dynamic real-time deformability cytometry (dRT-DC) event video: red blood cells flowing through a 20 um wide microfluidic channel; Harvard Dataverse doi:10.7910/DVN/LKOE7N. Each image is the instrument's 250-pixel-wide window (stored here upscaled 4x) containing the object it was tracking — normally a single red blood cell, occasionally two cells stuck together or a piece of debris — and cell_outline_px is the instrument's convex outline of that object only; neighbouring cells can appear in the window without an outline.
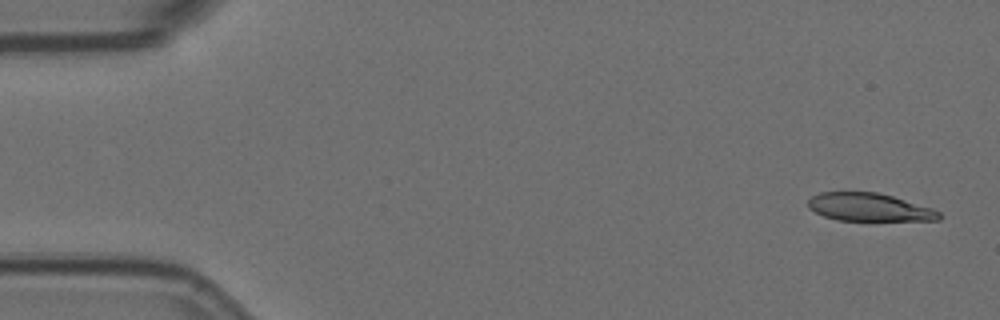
{"species": "Egyptian fruit bat (a non-hibernating species)", "species_latin": "Rousettus aegyptiacus", "temperature_condition": "room temperature", "stored_images_in_passage": 5, "camera_frame_rate_fps": 3000, "um_per_image_px": 0.085, "animal": {"sex": "female"}, "frame": {"image": 1, "passage_image": 1, "time_ms": 0.0, "image_size_px": [1000, 320], "cell_outline_px": [[940, 220], [840, 220], [824, 216], [808, 208], [808, 200], [812, 196], [820, 192], [876, 192], [892, 196], [932, 208], [940, 212]], "centroid_in_image_um": [73.86, 17.61], "position_along_channel_um": 11.1, "area_um2": 21.1}}
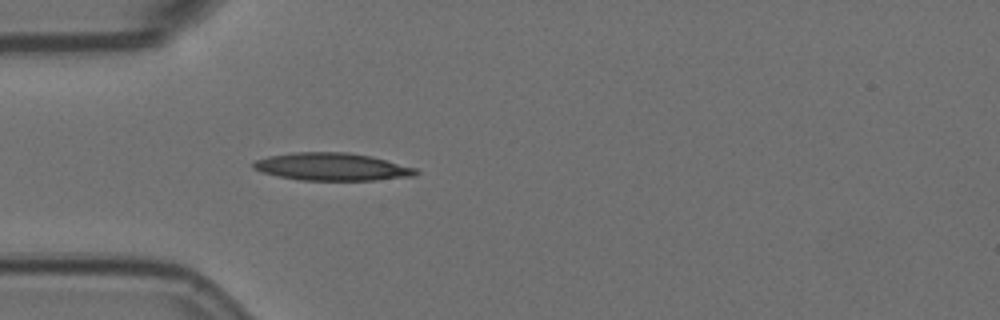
{"frame": {"image": 2, "passage_image": 5, "time_ms": 1.333, "image_size_px": [1000, 320], "cell_outline_px": [[420, 172], [416, 176], [372, 180], [300, 180], [260, 172], [252, 168], [252, 164], [256, 160], [268, 156], [292, 152], [348, 152], [372, 156], [416, 168]], "centroid_in_image_um": [28.22, 14.17], "position_along_channel_um": 56.8, "area_um2": 26.24}}